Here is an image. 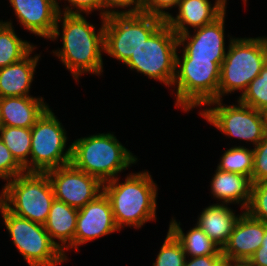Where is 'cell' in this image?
Returning a JSON list of instances; mask_svg holds the SVG:
<instances>
[{
    "label": "cell",
    "instance_id": "1",
    "mask_svg": "<svg viewBox=\"0 0 267 266\" xmlns=\"http://www.w3.org/2000/svg\"><path fill=\"white\" fill-rule=\"evenodd\" d=\"M101 21V28L96 33L95 26L88 22L82 14L59 13L56 27L49 38V40H57L61 34L59 23H62L63 47L53 53L78 82L84 73L102 75L101 53L104 52V18Z\"/></svg>",
    "mask_w": 267,
    "mask_h": 266
},
{
    "label": "cell",
    "instance_id": "30",
    "mask_svg": "<svg viewBox=\"0 0 267 266\" xmlns=\"http://www.w3.org/2000/svg\"><path fill=\"white\" fill-rule=\"evenodd\" d=\"M252 183L267 181V134L253 148Z\"/></svg>",
    "mask_w": 267,
    "mask_h": 266
},
{
    "label": "cell",
    "instance_id": "31",
    "mask_svg": "<svg viewBox=\"0 0 267 266\" xmlns=\"http://www.w3.org/2000/svg\"><path fill=\"white\" fill-rule=\"evenodd\" d=\"M25 172V169L15 160L9 148L0 139V178L9 181Z\"/></svg>",
    "mask_w": 267,
    "mask_h": 266
},
{
    "label": "cell",
    "instance_id": "15",
    "mask_svg": "<svg viewBox=\"0 0 267 266\" xmlns=\"http://www.w3.org/2000/svg\"><path fill=\"white\" fill-rule=\"evenodd\" d=\"M266 227V223L252 218L245 211L222 248L223 257L232 262L248 261L261 247Z\"/></svg>",
    "mask_w": 267,
    "mask_h": 266
},
{
    "label": "cell",
    "instance_id": "18",
    "mask_svg": "<svg viewBox=\"0 0 267 266\" xmlns=\"http://www.w3.org/2000/svg\"><path fill=\"white\" fill-rule=\"evenodd\" d=\"M2 125L31 128L49 108L44 98L16 96L0 98Z\"/></svg>",
    "mask_w": 267,
    "mask_h": 266
},
{
    "label": "cell",
    "instance_id": "39",
    "mask_svg": "<svg viewBox=\"0 0 267 266\" xmlns=\"http://www.w3.org/2000/svg\"><path fill=\"white\" fill-rule=\"evenodd\" d=\"M233 266H252L248 261L244 262H233Z\"/></svg>",
    "mask_w": 267,
    "mask_h": 266
},
{
    "label": "cell",
    "instance_id": "4",
    "mask_svg": "<svg viewBox=\"0 0 267 266\" xmlns=\"http://www.w3.org/2000/svg\"><path fill=\"white\" fill-rule=\"evenodd\" d=\"M221 63L218 99L247 89L267 62V37L231 38Z\"/></svg>",
    "mask_w": 267,
    "mask_h": 266
},
{
    "label": "cell",
    "instance_id": "41",
    "mask_svg": "<svg viewBox=\"0 0 267 266\" xmlns=\"http://www.w3.org/2000/svg\"><path fill=\"white\" fill-rule=\"evenodd\" d=\"M3 127L2 125V114H1V108H0V129Z\"/></svg>",
    "mask_w": 267,
    "mask_h": 266
},
{
    "label": "cell",
    "instance_id": "42",
    "mask_svg": "<svg viewBox=\"0 0 267 266\" xmlns=\"http://www.w3.org/2000/svg\"><path fill=\"white\" fill-rule=\"evenodd\" d=\"M52 1L59 6V2L57 0H52Z\"/></svg>",
    "mask_w": 267,
    "mask_h": 266
},
{
    "label": "cell",
    "instance_id": "12",
    "mask_svg": "<svg viewBox=\"0 0 267 266\" xmlns=\"http://www.w3.org/2000/svg\"><path fill=\"white\" fill-rule=\"evenodd\" d=\"M56 200L80 209L103 192V184L72 163L48 170Z\"/></svg>",
    "mask_w": 267,
    "mask_h": 266
},
{
    "label": "cell",
    "instance_id": "17",
    "mask_svg": "<svg viewBox=\"0 0 267 266\" xmlns=\"http://www.w3.org/2000/svg\"><path fill=\"white\" fill-rule=\"evenodd\" d=\"M214 3L212 5L209 0H181L177 15L174 17L170 14L165 23L177 36L189 32L188 26L201 28L214 22L226 11L227 0H216Z\"/></svg>",
    "mask_w": 267,
    "mask_h": 266
},
{
    "label": "cell",
    "instance_id": "16",
    "mask_svg": "<svg viewBox=\"0 0 267 266\" xmlns=\"http://www.w3.org/2000/svg\"><path fill=\"white\" fill-rule=\"evenodd\" d=\"M19 23L30 33L49 39L56 27L58 5L52 0H9Z\"/></svg>",
    "mask_w": 267,
    "mask_h": 266
},
{
    "label": "cell",
    "instance_id": "34",
    "mask_svg": "<svg viewBox=\"0 0 267 266\" xmlns=\"http://www.w3.org/2000/svg\"><path fill=\"white\" fill-rule=\"evenodd\" d=\"M70 5L64 7L62 10L60 6H58L59 13H66V14H81L86 13V15L90 14L92 11L100 10V17L102 19V3L101 0H65ZM74 7V8H73ZM73 8V9H72ZM76 10L74 11V9ZM62 11V12H61Z\"/></svg>",
    "mask_w": 267,
    "mask_h": 266
},
{
    "label": "cell",
    "instance_id": "10",
    "mask_svg": "<svg viewBox=\"0 0 267 266\" xmlns=\"http://www.w3.org/2000/svg\"><path fill=\"white\" fill-rule=\"evenodd\" d=\"M67 138L62 123L48 108L31 127L29 172H47L71 163L72 145L65 150Z\"/></svg>",
    "mask_w": 267,
    "mask_h": 266
},
{
    "label": "cell",
    "instance_id": "8",
    "mask_svg": "<svg viewBox=\"0 0 267 266\" xmlns=\"http://www.w3.org/2000/svg\"><path fill=\"white\" fill-rule=\"evenodd\" d=\"M0 213L12 243L29 266H58L68 260L43 224L11 213L1 202Z\"/></svg>",
    "mask_w": 267,
    "mask_h": 266
},
{
    "label": "cell",
    "instance_id": "35",
    "mask_svg": "<svg viewBox=\"0 0 267 266\" xmlns=\"http://www.w3.org/2000/svg\"><path fill=\"white\" fill-rule=\"evenodd\" d=\"M223 255H208V256H198V257H190L185 260L184 266H214Z\"/></svg>",
    "mask_w": 267,
    "mask_h": 266
},
{
    "label": "cell",
    "instance_id": "26",
    "mask_svg": "<svg viewBox=\"0 0 267 266\" xmlns=\"http://www.w3.org/2000/svg\"><path fill=\"white\" fill-rule=\"evenodd\" d=\"M219 160L217 169L252 177L253 149L235 145L227 149Z\"/></svg>",
    "mask_w": 267,
    "mask_h": 266
},
{
    "label": "cell",
    "instance_id": "14",
    "mask_svg": "<svg viewBox=\"0 0 267 266\" xmlns=\"http://www.w3.org/2000/svg\"><path fill=\"white\" fill-rule=\"evenodd\" d=\"M116 231L120 230L115 223L111 203L102 192L93 201L78 209L74 250L78 251V246Z\"/></svg>",
    "mask_w": 267,
    "mask_h": 266
},
{
    "label": "cell",
    "instance_id": "7",
    "mask_svg": "<svg viewBox=\"0 0 267 266\" xmlns=\"http://www.w3.org/2000/svg\"><path fill=\"white\" fill-rule=\"evenodd\" d=\"M165 22L141 12L104 18V53L125 64L138 48Z\"/></svg>",
    "mask_w": 267,
    "mask_h": 266
},
{
    "label": "cell",
    "instance_id": "40",
    "mask_svg": "<svg viewBox=\"0 0 267 266\" xmlns=\"http://www.w3.org/2000/svg\"><path fill=\"white\" fill-rule=\"evenodd\" d=\"M260 248L267 249V227H266V232H265V235H264V238H263V242H262V245H261Z\"/></svg>",
    "mask_w": 267,
    "mask_h": 266
},
{
    "label": "cell",
    "instance_id": "29",
    "mask_svg": "<svg viewBox=\"0 0 267 266\" xmlns=\"http://www.w3.org/2000/svg\"><path fill=\"white\" fill-rule=\"evenodd\" d=\"M246 212L252 218L267 224V181L252 185L251 200Z\"/></svg>",
    "mask_w": 267,
    "mask_h": 266
},
{
    "label": "cell",
    "instance_id": "25",
    "mask_svg": "<svg viewBox=\"0 0 267 266\" xmlns=\"http://www.w3.org/2000/svg\"><path fill=\"white\" fill-rule=\"evenodd\" d=\"M0 139L9 148L15 160L29 172L31 128L3 126Z\"/></svg>",
    "mask_w": 267,
    "mask_h": 266
},
{
    "label": "cell",
    "instance_id": "28",
    "mask_svg": "<svg viewBox=\"0 0 267 266\" xmlns=\"http://www.w3.org/2000/svg\"><path fill=\"white\" fill-rule=\"evenodd\" d=\"M186 260L181 243L168 230L153 266H184Z\"/></svg>",
    "mask_w": 267,
    "mask_h": 266
},
{
    "label": "cell",
    "instance_id": "11",
    "mask_svg": "<svg viewBox=\"0 0 267 266\" xmlns=\"http://www.w3.org/2000/svg\"><path fill=\"white\" fill-rule=\"evenodd\" d=\"M222 101L209 102L200 115L228 137L249 141L255 147L266 135L261 112L239 101L237 105H225ZM212 105L215 107L210 108Z\"/></svg>",
    "mask_w": 267,
    "mask_h": 266
},
{
    "label": "cell",
    "instance_id": "21",
    "mask_svg": "<svg viewBox=\"0 0 267 266\" xmlns=\"http://www.w3.org/2000/svg\"><path fill=\"white\" fill-rule=\"evenodd\" d=\"M228 205L230 204L217 203L204 208L196 223L221 249L228 242L238 219L245 212L235 215L234 210Z\"/></svg>",
    "mask_w": 267,
    "mask_h": 266
},
{
    "label": "cell",
    "instance_id": "33",
    "mask_svg": "<svg viewBox=\"0 0 267 266\" xmlns=\"http://www.w3.org/2000/svg\"><path fill=\"white\" fill-rule=\"evenodd\" d=\"M102 3V18L114 14H131L139 12V0H101ZM128 8V10L120 11L115 8ZM114 8V9H112Z\"/></svg>",
    "mask_w": 267,
    "mask_h": 266
},
{
    "label": "cell",
    "instance_id": "36",
    "mask_svg": "<svg viewBox=\"0 0 267 266\" xmlns=\"http://www.w3.org/2000/svg\"><path fill=\"white\" fill-rule=\"evenodd\" d=\"M248 262L252 266H267V249L259 248Z\"/></svg>",
    "mask_w": 267,
    "mask_h": 266
},
{
    "label": "cell",
    "instance_id": "20",
    "mask_svg": "<svg viewBox=\"0 0 267 266\" xmlns=\"http://www.w3.org/2000/svg\"><path fill=\"white\" fill-rule=\"evenodd\" d=\"M77 217L78 209L54 199L47 220L43 224L51 240L61 249L66 258L65 250L74 248ZM55 239L61 243L56 242Z\"/></svg>",
    "mask_w": 267,
    "mask_h": 266
},
{
    "label": "cell",
    "instance_id": "19",
    "mask_svg": "<svg viewBox=\"0 0 267 266\" xmlns=\"http://www.w3.org/2000/svg\"><path fill=\"white\" fill-rule=\"evenodd\" d=\"M34 47L20 61L0 68V98L16 96H32L29 94L33 82L35 68L40 54L31 57ZM31 54V55H30Z\"/></svg>",
    "mask_w": 267,
    "mask_h": 266
},
{
    "label": "cell",
    "instance_id": "32",
    "mask_svg": "<svg viewBox=\"0 0 267 266\" xmlns=\"http://www.w3.org/2000/svg\"><path fill=\"white\" fill-rule=\"evenodd\" d=\"M180 1L181 0H139V12L158 16L165 20L171 14L165 11V9L178 7Z\"/></svg>",
    "mask_w": 267,
    "mask_h": 266
},
{
    "label": "cell",
    "instance_id": "9",
    "mask_svg": "<svg viewBox=\"0 0 267 266\" xmlns=\"http://www.w3.org/2000/svg\"><path fill=\"white\" fill-rule=\"evenodd\" d=\"M178 36L164 22L125 63L131 70L172 87L175 71Z\"/></svg>",
    "mask_w": 267,
    "mask_h": 266
},
{
    "label": "cell",
    "instance_id": "38",
    "mask_svg": "<svg viewBox=\"0 0 267 266\" xmlns=\"http://www.w3.org/2000/svg\"><path fill=\"white\" fill-rule=\"evenodd\" d=\"M260 112H261V115H262L265 131H266V134H267V106L264 107L263 109H261Z\"/></svg>",
    "mask_w": 267,
    "mask_h": 266
},
{
    "label": "cell",
    "instance_id": "23",
    "mask_svg": "<svg viewBox=\"0 0 267 266\" xmlns=\"http://www.w3.org/2000/svg\"><path fill=\"white\" fill-rule=\"evenodd\" d=\"M180 225V222L178 223L175 218H172L168 230L181 243L186 257L222 255V249L197 224L186 234Z\"/></svg>",
    "mask_w": 267,
    "mask_h": 266
},
{
    "label": "cell",
    "instance_id": "2",
    "mask_svg": "<svg viewBox=\"0 0 267 266\" xmlns=\"http://www.w3.org/2000/svg\"><path fill=\"white\" fill-rule=\"evenodd\" d=\"M119 177L103 184L119 230L125 226L141 228L156 219L157 184L148 171L130 173L123 183Z\"/></svg>",
    "mask_w": 267,
    "mask_h": 266
},
{
    "label": "cell",
    "instance_id": "13",
    "mask_svg": "<svg viewBox=\"0 0 267 266\" xmlns=\"http://www.w3.org/2000/svg\"><path fill=\"white\" fill-rule=\"evenodd\" d=\"M226 11L214 22L194 30L178 35V44L183 47L181 57L176 59L211 60L223 62L226 55L224 22ZM186 42V43H185Z\"/></svg>",
    "mask_w": 267,
    "mask_h": 266
},
{
    "label": "cell",
    "instance_id": "6",
    "mask_svg": "<svg viewBox=\"0 0 267 266\" xmlns=\"http://www.w3.org/2000/svg\"><path fill=\"white\" fill-rule=\"evenodd\" d=\"M222 62L211 60L176 59L175 106L184 111L203 107L218 100V87Z\"/></svg>",
    "mask_w": 267,
    "mask_h": 266
},
{
    "label": "cell",
    "instance_id": "24",
    "mask_svg": "<svg viewBox=\"0 0 267 266\" xmlns=\"http://www.w3.org/2000/svg\"><path fill=\"white\" fill-rule=\"evenodd\" d=\"M13 28L11 20L0 21V68L20 61L35 47L19 38Z\"/></svg>",
    "mask_w": 267,
    "mask_h": 266
},
{
    "label": "cell",
    "instance_id": "37",
    "mask_svg": "<svg viewBox=\"0 0 267 266\" xmlns=\"http://www.w3.org/2000/svg\"><path fill=\"white\" fill-rule=\"evenodd\" d=\"M214 266H233V262L227 258L222 257Z\"/></svg>",
    "mask_w": 267,
    "mask_h": 266
},
{
    "label": "cell",
    "instance_id": "27",
    "mask_svg": "<svg viewBox=\"0 0 267 266\" xmlns=\"http://www.w3.org/2000/svg\"><path fill=\"white\" fill-rule=\"evenodd\" d=\"M237 101L259 111L267 106V62Z\"/></svg>",
    "mask_w": 267,
    "mask_h": 266
},
{
    "label": "cell",
    "instance_id": "3",
    "mask_svg": "<svg viewBox=\"0 0 267 266\" xmlns=\"http://www.w3.org/2000/svg\"><path fill=\"white\" fill-rule=\"evenodd\" d=\"M71 163L81 171L97 178L102 184L118 177L137 156L109 133L81 137L73 141Z\"/></svg>",
    "mask_w": 267,
    "mask_h": 266
},
{
    "label": "cell",
    "instance_id": "5",
    "mask_svg": "<svg viewBox=\"0 0 267 266\" xmlns=\"http://www.w3.org/2000/svg\"><path fill=\"white\" fill-rule=\"evenodd\" d=\"M55 196L46 172H24L6 182L0 202L13 214L44 224Z\"/></svg>",
    "mask_w": 267,
    "mask_h": 266
},
{
    "label": "cell",
    "instance_id": "22",
    "mask_svg": "<svg viewBox=\"0 0 267 266\" xmlns=\"http://www.w3.org/2000/svg\"><path fill=\"white\" fill-rule=\"evenodd\" d=\"M210 183L214 198L221 200L222 204H240V208L246 211L253 185L250 177L216 169Z\"/></svg>",
    "mask_w": 267,
    "mask_h": 266
}]
</instances>
